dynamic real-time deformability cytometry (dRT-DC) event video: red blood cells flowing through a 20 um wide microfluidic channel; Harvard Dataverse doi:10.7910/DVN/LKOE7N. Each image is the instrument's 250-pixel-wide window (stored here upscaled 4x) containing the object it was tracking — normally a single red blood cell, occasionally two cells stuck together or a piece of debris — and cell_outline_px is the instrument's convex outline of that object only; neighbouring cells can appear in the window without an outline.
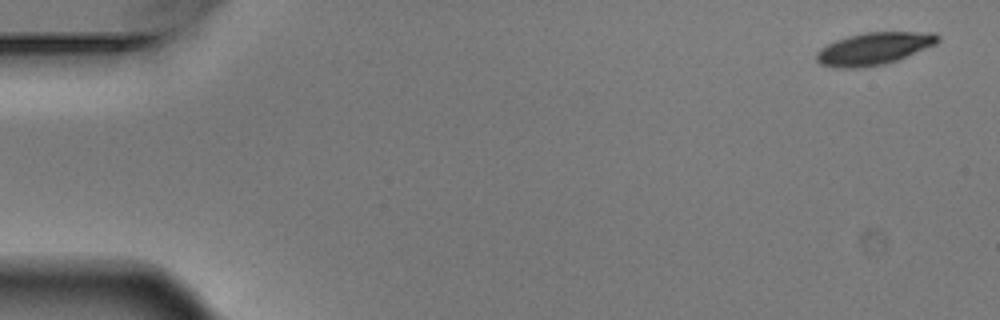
{"species": "Egyptian fruit bat (a non-hibernating species)", "species_latin": "Rousettus aegyptiacus", "temperature_condition": "warm", "stored_images_in_passage": 6, "camera_frame_rate_fps": 3000, "um_per_image_px": 0.085, "animal": {"sex": "male"}, "frame": {"image": 1, "passage_image": 1, "time_ms": 0.0, "image_size_px": [1000, 320], "cell_outline_px": [[940, 40], [936, 44], [896, 60], [884, 64], [856, 68], [840, 68], [820, 64], [816, 60], [816, 52], [820, 48], [836, 40], [848, 36], [864, 32], [932, 32], [940, 36]], "centroid_in_image_um": [74.27, 4.12], "position_along_channel_um": 10.7, "area_um2": 22.72}}
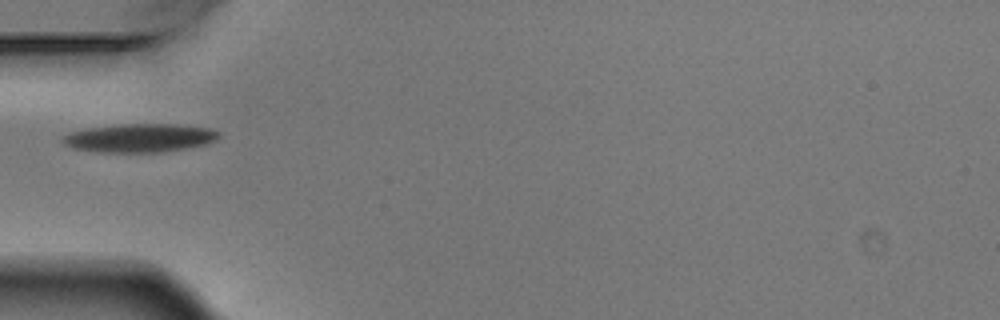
{"frame": {"image": 2, "passage_image": 5, "time_ms": 1.333, "image_size_px": [1000, 320], "cell_outline_px": [[220, 136], [216, 140], [208, 144], [188, 148], [164, 152], [100, 152], [72, 148], [64, 144], [60, 140], [64, 136], [72, 132], [88, 128], [116, 124], [176, 124], [208, 128], [220, 132]], "centroid_in_image_um": [11.9, 11.73], "position_along_channel_um": 73.1, "area_um2": 26.07}}
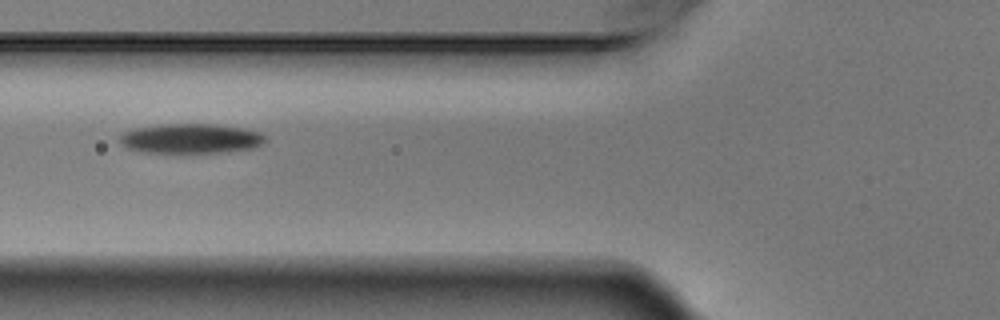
{"frame": {"image": 3, "passage_image": 6, "time_ms": 1.667, "image_size_px": [1000, 320], "cell_outline_px": [[268, 140], [252, 148], [220, 152], [180, 156], [140, 152], [128, 148], [120, 144], [120, 136], [124, 132], [136, 128], [160, 124], [216, 124], [244, 128], [260, 132], [268, 136]], "centroid_in_image_um": [16.2, 11.82], "position_along_channel_um": 109.6, "area_um2": 26.36}}